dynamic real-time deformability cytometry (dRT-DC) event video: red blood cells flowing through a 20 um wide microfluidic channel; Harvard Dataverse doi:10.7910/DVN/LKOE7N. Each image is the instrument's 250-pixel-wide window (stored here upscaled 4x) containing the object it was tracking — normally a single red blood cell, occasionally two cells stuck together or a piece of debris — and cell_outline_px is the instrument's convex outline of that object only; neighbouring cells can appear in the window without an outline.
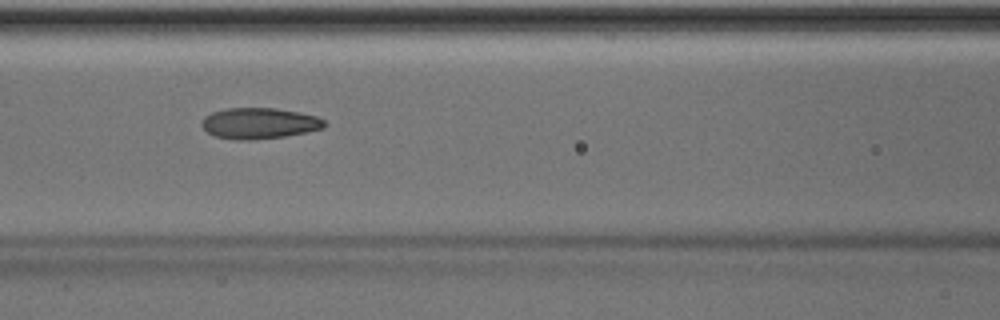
{"species": "Egyptian fruit bat (a non-hibernating species)", "species_latin": "Rousettus aegyptiacus", "temperature_condition": "room temperature", "stored_images_in_passage": 50, "camera_frame_rate_fps": 3000, "um_per_image_px": 0.085, "animal": {"sex": "male"}, "frame": {"image": 1, "passage_image": 22, "time_ms": 7.0, "image_size_px": [1000, 320], "cell_outline_px": [[328, 124], [324, 128], [308, 132], [284, 136], [252, 140], [236, 140], [216, 136], [208, 132], [200, 124], [204, 116], [212, 112], [228, 108], [276, 108], [300, 112], [316, 116], [324, 120]], "centroid_in_image_um": [22.06, 10.48], "position_along_channel_um": 144.5, "area_um2": 22.25}, "authors_computed_cell_mechanics": {"area_um2": 22.3108, "velocity_mm_per_s": 4.0471, "shape_relaxation_time_tau1_ms": 5.708, "shape_relaxation_time_tau2_ms": 1.9441, "deformation_change_tau1": 0.1728, "deformation_change_tau2": 0.0978}}